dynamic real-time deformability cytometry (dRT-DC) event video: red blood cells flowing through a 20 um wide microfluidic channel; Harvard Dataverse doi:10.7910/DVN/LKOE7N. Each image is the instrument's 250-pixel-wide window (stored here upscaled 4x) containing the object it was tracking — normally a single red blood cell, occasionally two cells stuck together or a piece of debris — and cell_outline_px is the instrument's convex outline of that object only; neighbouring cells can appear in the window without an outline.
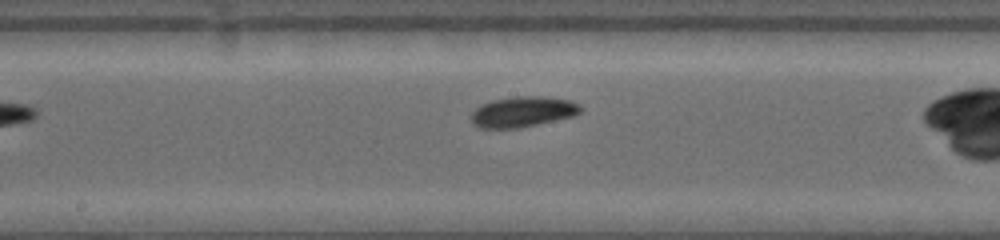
{"species": "common noctule bat (a hibernating species)", "species_latin": "Nyctalus noctula", "temperature_condition": "warm", "stored_images_in_passage": 15, "camera_frame_rate_fps": 4500, "um_per_image_px": 0.085, "animal": {"sex": "female", "body_mass_g": 19.0, "forearm_length_mm": 53.3}, "frame": {"image": 1, "passage_image": 5, "time_ms": 4.889, "image_size_px": [1000, 240], "cell_outline_px": [[584, 108], [580, 112], [572, 116], [520, 128], [480, 128], [472, 124], [472, 112], [480, 104], [492, 100], [516, 96], [536, 96], [568, 100], [580, 104]], "centroid_in_image_um": [44.41, 9.5], "position_along_channel_um": 203.8, "area_um2": 19.36}}